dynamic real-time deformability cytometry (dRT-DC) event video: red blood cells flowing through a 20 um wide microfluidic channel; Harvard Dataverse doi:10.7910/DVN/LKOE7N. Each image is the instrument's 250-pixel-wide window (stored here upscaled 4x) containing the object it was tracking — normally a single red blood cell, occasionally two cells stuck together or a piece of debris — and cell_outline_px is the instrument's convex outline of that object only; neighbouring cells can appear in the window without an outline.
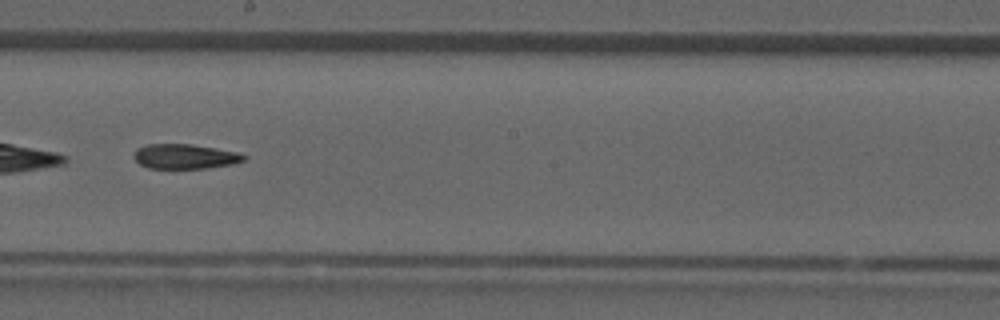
{"species": "common noctule bat (a hibernating species)", "species_latin": "Nyctalus noctula", "temperature_condition": "room temperature", "stored_images_in_passage": 30, "camera_frame_rate_fps": 3000, "um_per_image_px": 0.085, "animal": {"sex": "male", "forearm_length_mm": 52.5}, "frame": {"image": 1, "passage_image": 13, "time_ms": 4.0, "image_size_px": [1000, 320], "cell_outline_px": [[248, 156], [244, 160], [232, 164], [208, 168], [148, 168], [140, 164], [132, 156], [136, 148], [148, 144], [192, 144], [216, 148], [236, 152]], "centroid_in_image_um": [15.7, 13.29], "position_along_channel_um": 232.5, "area_um2": 15.9}}